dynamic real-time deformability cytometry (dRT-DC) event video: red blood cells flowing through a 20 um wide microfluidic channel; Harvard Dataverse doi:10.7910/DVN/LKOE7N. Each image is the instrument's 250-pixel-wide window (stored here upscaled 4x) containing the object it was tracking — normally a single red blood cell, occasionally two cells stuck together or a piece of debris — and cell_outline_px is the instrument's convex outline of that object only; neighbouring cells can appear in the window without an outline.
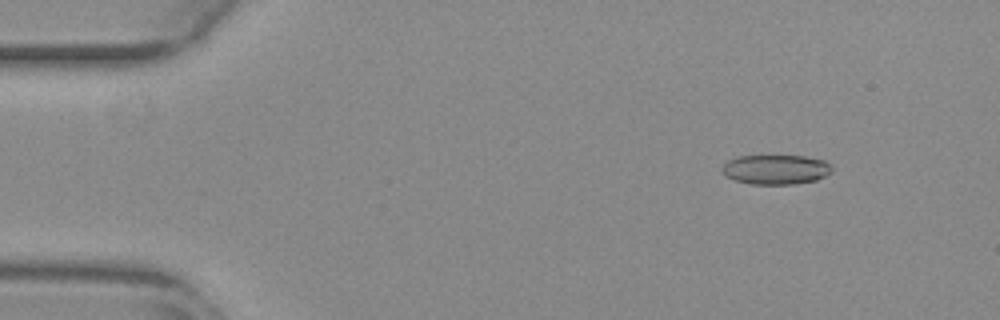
{"species": "common noctule bat (a hibernating species)", "species_latin": "Nyctalus noctula", "temperature_condition": "warm", "stored_images_in_passage": 53, "camera_frame_rate_fps": 3000, "um_per_image_px": 0.085, "animal": {"sex": "female", "body_mass_g": 29.2, "forearm_length_mm": 56.3}, "frame": {"image": 1, "passage_image": 6, "time_ms": 1.667, "image_size_px": [1000, 320], "cell_outline_px": [[832, 172], [816, 180], [792, 184], [752, 184], [736, 180], [728, 176], [720, 168], [728, 160], [736, 156], [804, 156], [824, 160], [832, 168]], "centroid_in_image_um": [65.94, 14.4], "position_along_channel_um": 19.1, "area_um2": 18.79}}
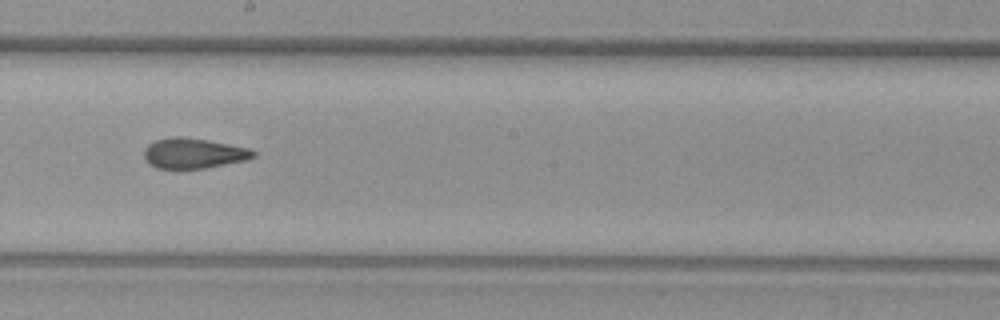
{"frame": {"image": 2, "passage_image": 30, "time_ms": 9.667, "image_size_px": [1000, 320], "cell_outline_px": [[256, 156], [248, 160], [204, 168], [156, 168], [148, 164], [144, 160], [144, 148], [148, 144], [156, 140], [172, 136], [180, 136], [208, 140], [248, 148], [256, 152]], "centroid_in_image_um": [16.43, 13.03], "position_along_channel_um": 231.8, "area_um2": 19.36}}
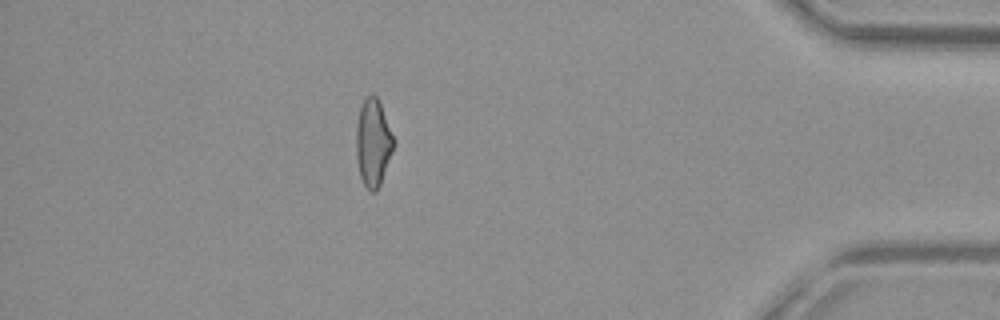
{"frame": {"image": 3, "passage_image": 47, "time_ms": 15.333, "image_size_px": [1000, 320], "cell_outline_px": [[396, 144], [380, 184], [376, 192], [372, 192], [364, 184], [360, 176], [356, 160], [356, 124], [360, 108], [364, 100], [372, 92], [376, 96], [380, 104], [396, 140]], "centroid_in_image_um": [31.72, 12.13], "position_along_channel_um": 403.5, "area_um2": 19.25}, "authors_computed_cell_mechanics": {"area_um2": 19.5364, "velocity_mm_per_s": 3.8647, "shape_relaxation_time_tau1_ms": null, "shape_relaxation_time_tau2_ms": 2.7467, "deformation_change_tau1": null, "deformation_change_tau2": 0.0955}}